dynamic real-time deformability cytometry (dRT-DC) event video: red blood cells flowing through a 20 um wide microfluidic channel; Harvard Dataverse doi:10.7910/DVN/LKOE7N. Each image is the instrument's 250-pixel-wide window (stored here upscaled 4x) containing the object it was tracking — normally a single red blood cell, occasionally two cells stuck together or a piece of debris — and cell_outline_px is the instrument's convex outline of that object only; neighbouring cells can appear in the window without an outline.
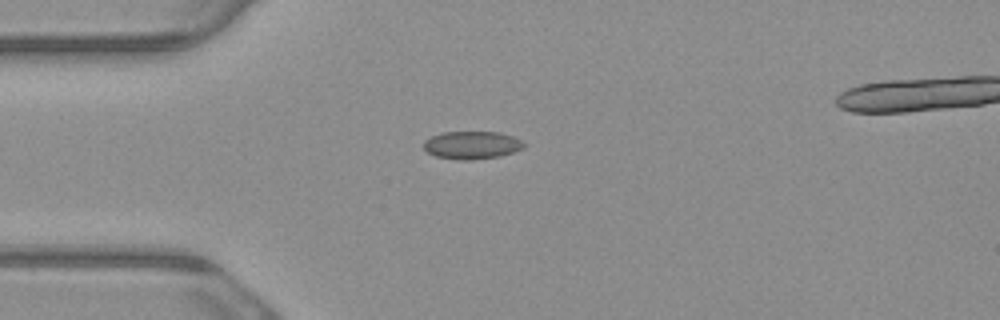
{"species": "common noctule bat (a hibernating species)", "species_latin": "Nyctalus noctula", "temperature_condition": "warm", "stored_images_in_passage": 5, "segment_of_instrument_passage": [2, 2], "camera_frame_rate_fps": 3000, "um_per_image_px": 0.085, "animal": {"sex": "male", "body_mass_g": 23.1, "forearm_length_mm": 52.7}, "frame": {"image": 1, "passage_image": 5, "time_ms": 1.333, "image_size_px": [1000, 320], "cell_outline_px": [[524, 148], [500, 156], [468, 160], [464, 160], [436, 156], [428, 152], [424, 148], [424, 140], [440, 132], [500, 132], [524, 140]], "centroid_in_image_um": [40.13, 12.32], "position_along_channel_um": 44.9, "area_um2": 16.18}}